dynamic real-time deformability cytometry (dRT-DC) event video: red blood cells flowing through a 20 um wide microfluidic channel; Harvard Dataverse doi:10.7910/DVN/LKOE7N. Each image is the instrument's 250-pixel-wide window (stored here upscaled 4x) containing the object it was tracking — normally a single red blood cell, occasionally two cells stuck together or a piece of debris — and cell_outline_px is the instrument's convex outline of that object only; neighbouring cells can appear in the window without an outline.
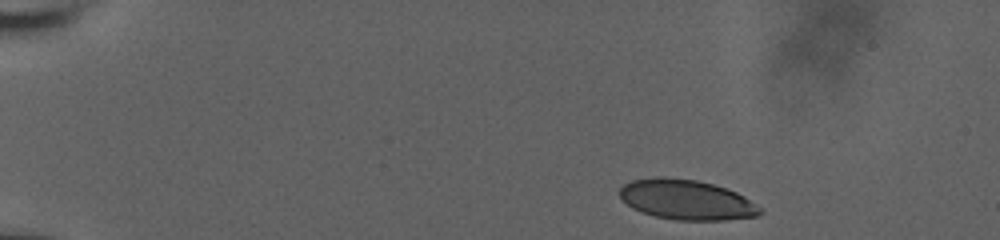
{"species": "human", "species_latin": "Homo sapiens", "temperature_condition": "room temperature", "stored_images_in_passage": 48, "camera_frame_rate_fps": 3000, "um_per_image_px": 0.085, "donor": {"sex": "male"}, "frame": {"image": 1, "passage_image": 1, "time_ms": 0.0, "image_size_px": [1000, 240], "cell_outline_px": [[764, 212], [756, 216], [724, 220], [676, 220], [656, 216], [632, 208], [616, 192], [624, 184], [632, 180], [660, 176], [664, 176], [696, 180], [712, 184], [736, 192], [744, 196], [764, 208]], "centroid_in_image_um": [58.37, 16.97], "position_along_channel_um": 26.6, "area_um2": 32.77}}
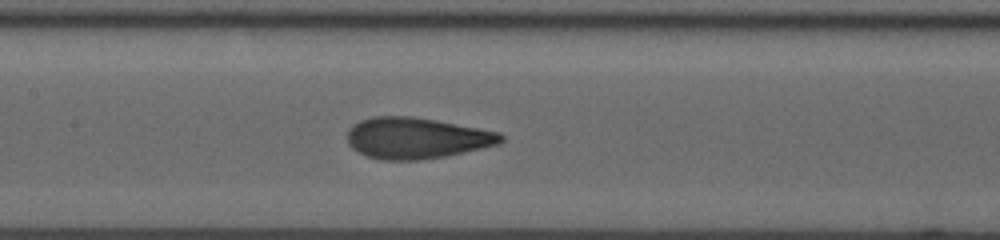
{"frame": {"image": 2, "passage_image": 21, "time_ms": 6.667, "image_size_px": [1000, 240], "cell_outline_px": [[504, 140], [500, 144], [444, 156], [420, 160], [380, 160], [368, 156], [352, 148], [348, 144], [348, 132], [352, 124], [360, 120], [372, 116], [412, 116], [436, 120], [480, 128], [500, 132], [504, 136]], "centroid_in_image_um": [35.41, 11.73], "position_along_channel_um": 172.0, "area_um2": 36.88}}
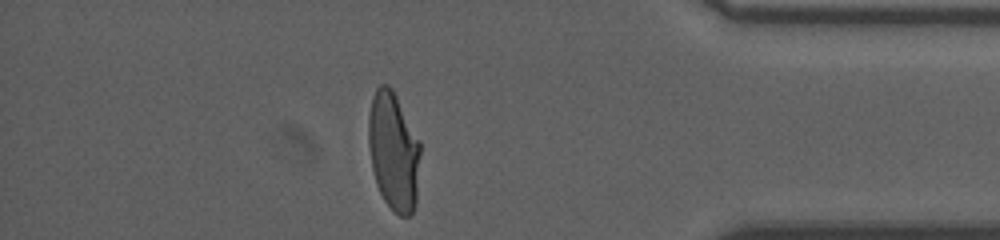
{"frame": {"image": 3, "passage_image": 41, "time_ms": 13.333, "image_size_px": [1000, 240], "cell_outline_px": [[420, 152], [416, 204], [412, 212], [408, 216], [400, 216], [384, 200], [376, 184], [372, 168], [368, 144], [368, 116], [372, 96], [376, 88], [380, 84], [388, 84], [392, 88], [420, 140]], "centroid_in_image_um": [33.44, 12.82], "position_along_channel_um": 401.8, "area_um2": 35.95}, "authors_computed_cell_mechanics": {"area_um2": 35.8649, "velocity_mm_per_s": 3.8427, "shape_relaxation_time_tau1_ms": 5.5761, "shape_relaxation_time_tau2_ms": null, "deformation_change_tau1": 0.206, "deformation_change_tau2": null}}